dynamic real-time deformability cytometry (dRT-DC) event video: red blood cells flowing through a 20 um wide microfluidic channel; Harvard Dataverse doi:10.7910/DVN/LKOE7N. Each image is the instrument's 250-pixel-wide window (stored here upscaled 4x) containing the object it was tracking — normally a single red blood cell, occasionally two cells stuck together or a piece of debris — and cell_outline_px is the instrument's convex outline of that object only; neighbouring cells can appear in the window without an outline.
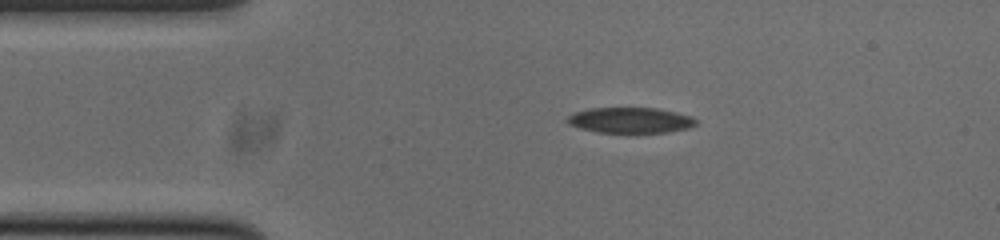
{"species": "common noctule bat (a hibernating species)", "species_latin": "Nyctalus noctula", "temperature_condition": "cold", "stored_images_in_passage": 38, "camera_frame_rate_fps": 3000, "um_per_image_px": 0.085, "animal": {"sex": "male", "body_mass_g": 20.0, "forearm_length_mm": 53.3}, "frame": {"image": 1, "passage_image": 1, "time_ms": 0.0, "image_size_px": [1000, 240], "cell_outline_px": [[696, 124], [688, 128], [668, 132], [596, 132], [580, 128], [568, 124], [564, 120], [568, 116], [576, 112], [592, 108], [656, 108], [692, 116], [696, 120]], "centroid_in_image_um": [53.56, 10.22], "position_along_channel_um": 31.4, "area_um2": 19.02}}
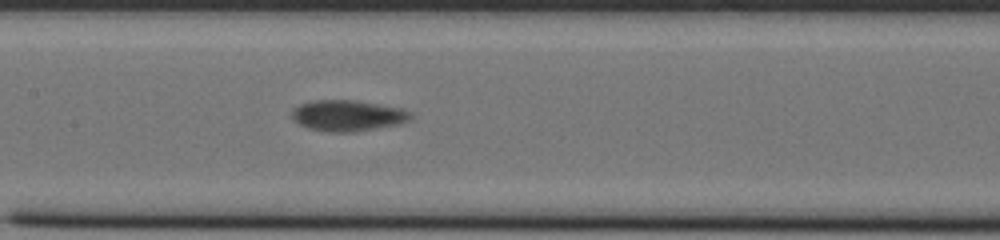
{"frame": {"image": 2, "passage_image": 16, "time_ms": 5.0, "image_size_px": [1000, 240], "cell_outline_px": [[412, 116], [408, 120], [400, 124], [352, 132], [324, 132], [308, 128], [292, 120], [292, 108], [300, 104], [312, 100], [352, 100], [400, 108], [412, 112]], "centroid_in_image_um": [29.51, 9.83], "position_along_channel_um": 177.9, "area_um2": 21.44}}
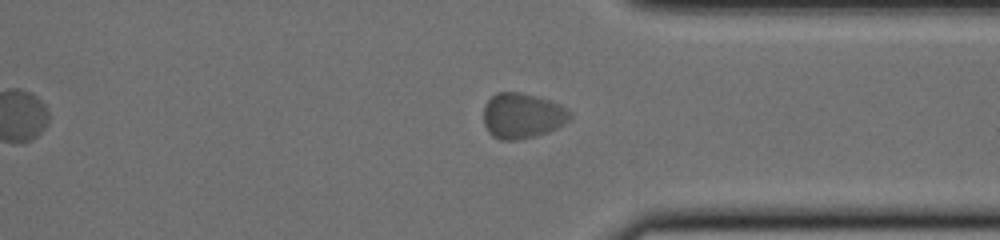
{"frame": {"image": 3, "passage_image": 32, "time_ms": 10.333, "image_size_px": [1000, 240], "cell_outline_px": [[572, 116], [568, 120], [556, 128], [548, 132], [536, 136], [516, 140], [500, 140], [492, 136], [488, 132], [484, 124], [484, 104], [496, 92], [520, 92], [536, 96], [560, 104]], "centroid_in_image_um": [44.35, 9.84], "position_along_channel_um": 367.1, "area_um2": 22.77}, "authors_computed_cell_mechanics": {"area_um2": 20.7213, "velocity_mm_per_s": 3.6075, "shape_relaxation_time_tau1_ms": 1.6105, "shape_relaxation_time_tau2_ms": null, "deformation_change_tau1": 0.0496, "deformation_change_tau2": null}}